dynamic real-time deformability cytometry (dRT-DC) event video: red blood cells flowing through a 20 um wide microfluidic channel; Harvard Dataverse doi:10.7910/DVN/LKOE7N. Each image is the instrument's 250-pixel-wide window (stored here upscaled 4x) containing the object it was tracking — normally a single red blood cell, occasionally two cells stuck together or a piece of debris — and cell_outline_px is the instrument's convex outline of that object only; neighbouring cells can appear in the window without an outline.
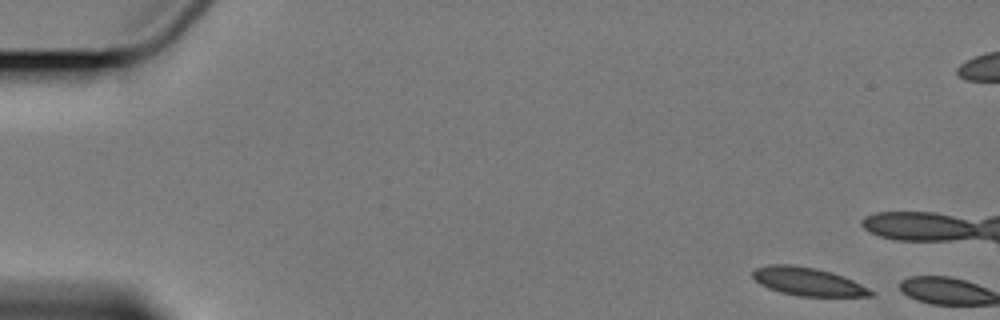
{"species": "Egyptian fruit bat (a non-hibernating species)", "species_latin": "Rousettus aegyptiacus", "temperature_condition": "cold", "stored_images_in_passage": 2, "camera_frame_rate_fps": 3000, "um_per_image_px": 0.085, "animal": {"sex": "female"}, "frame": {"image": 1, "passage_image": 1, "time_ms": 0.0, "image_size_px": [1000, 320], "cell_outline_px": [[876, 292], [872, 296], [800, 296], [780, 292], [768, 288], [760, 284], [752, 276], [752, 272], [756, 268], [768, 264], [792, 264], [816, 268], [832, 272], [844, 276]], "centroid_in_image_um": [68.66, 23.92], "position_along_channel_um": 16.3, "area_um2": 19.42}}